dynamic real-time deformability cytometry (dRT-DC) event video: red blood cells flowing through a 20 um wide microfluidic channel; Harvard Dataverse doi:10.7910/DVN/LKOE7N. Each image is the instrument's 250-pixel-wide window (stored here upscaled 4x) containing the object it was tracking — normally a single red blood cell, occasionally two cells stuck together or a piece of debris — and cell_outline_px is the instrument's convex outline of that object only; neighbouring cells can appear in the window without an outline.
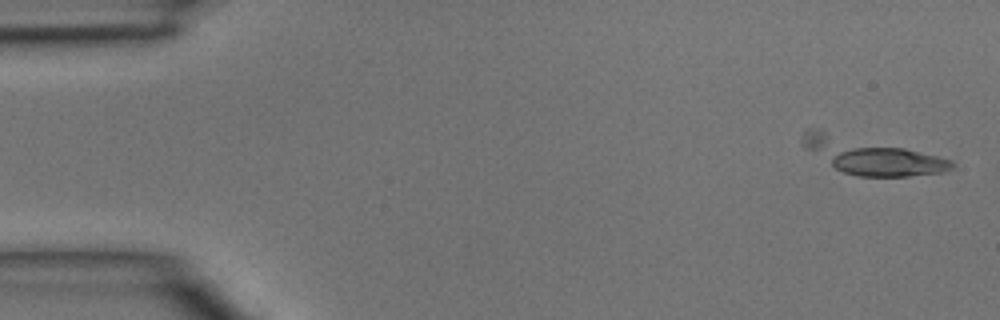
{"species": "common noctule bat (a hibernating species)", "species_latin": "Nyctalus noctula", "temperature_condition": "room temperature", "stored_images_in_passage": 4, "camera_frame_rate_fps": 3000, "um_per_image_px": 0.085, "animal": {"sex": "male", "body_mass_g": 15.6}, "frame": {"image": 1, "passage_image": 1, "time_ms": 0.0, "image_size_px": [1000, 320], "cell_outline_px": [[956, 164], [952, 168], [944, 172], [908, 176], [860, 176], [844, 172], [836, 168], [832, 164], [832, 152], [856, 148], [904, 148], [952, 160]], "centroid_in_image_um": [75.56, 13.79], "position_along_channel_um": 9.4, "area_um2": 20.23}}
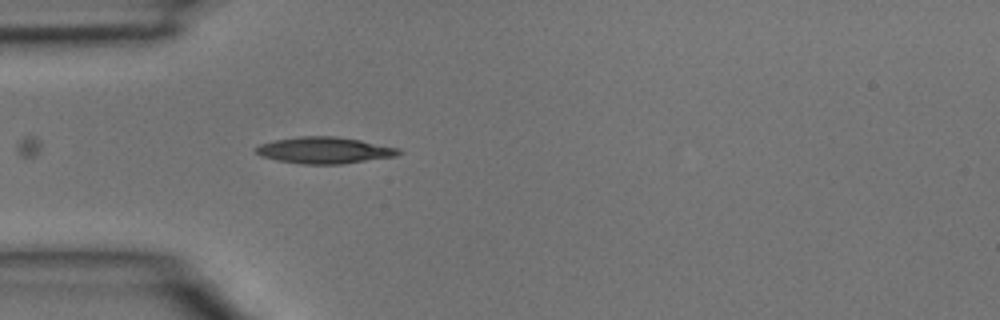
{"frame": {"image": 2, "passage_image": 4, "time_ms": 1.0, "image_size_px": [1000, 320], "cell_outline_px": [[404, 152], [396, 156], [344, 164], [300, 164], [276, 160], [260, 156], [256, 152], [256, 148], [260, 144], [276, 140], [300, 136], [332, 136], [360, 140], [400, 148]], "centroid_in_image_um": [27.61, 12.78], "position_along_channel_um": 57.4, "area_um2": 22.08}}